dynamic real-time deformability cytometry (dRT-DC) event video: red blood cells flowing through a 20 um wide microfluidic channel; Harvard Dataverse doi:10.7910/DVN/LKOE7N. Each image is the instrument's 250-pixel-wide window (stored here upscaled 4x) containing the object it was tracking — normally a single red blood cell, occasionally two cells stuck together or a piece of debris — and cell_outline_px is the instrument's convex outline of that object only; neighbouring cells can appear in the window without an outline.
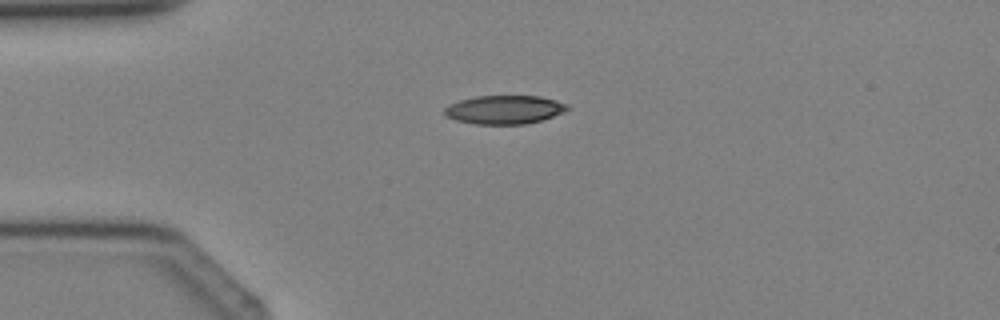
{"species": "Egyptian fruit bat (a non-hibernating species)", "species_latin": "Rousettus aegyptiacus", "temperature_condition": "cold", "stored_images_in_passage": 2, "camera_frame_rate_fps": 3000, "um_per_image_px": 0.085, "animal": {"sex": "female"}, "frame": {"image": 1, "passage_image": 2, "time_ms": 1.0, "image_size_px": [1000, 320], "cell_outline_px": [[568, 108], [564, 112], [544, 120], [524, 124], [476, 124], [456, 120], [444, 116], [444, 108], [460, 100], [476, 96], [540, 96], [556, 100], [568, 104]], "centroid_in_image_um": [42.89, 9.32], "position_along_channel_um": 42.1, "area_um2": 20.52}}